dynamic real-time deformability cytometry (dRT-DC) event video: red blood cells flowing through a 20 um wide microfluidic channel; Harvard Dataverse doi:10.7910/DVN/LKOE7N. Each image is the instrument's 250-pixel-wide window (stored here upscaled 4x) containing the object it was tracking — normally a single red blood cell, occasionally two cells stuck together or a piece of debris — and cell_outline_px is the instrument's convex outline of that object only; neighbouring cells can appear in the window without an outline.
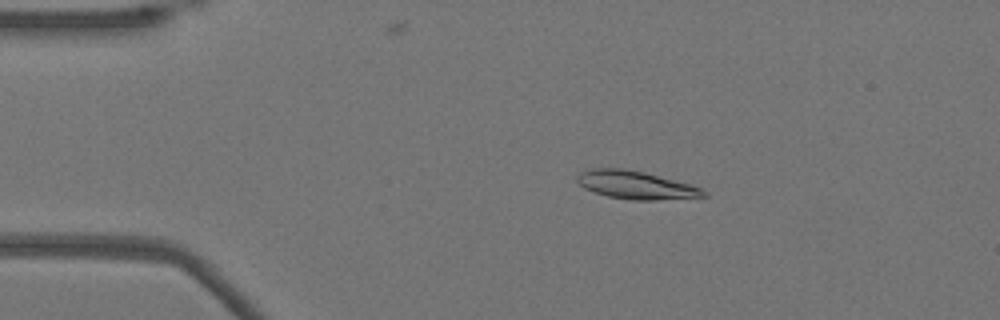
{"species": "Egyptian fruit bat (a non-hibernating species)", "species_latin": "Rousettus aegyptiacus", "temperature_condition": "warm", "stored_images_in_passage": 52, "camera_frame_rate_fps": 3000, "um_per_image_px": 0.085, "animal": {"sex": "female"}, "frame": {"image": 1, "passage_image": 10, "time_ms": 3.0, "image_size_px": [1000, 320], "cell_outline_px": [[708, 196], [656, 200], [632, 200], [608, 196], [584, 188], [576, 180], [576, 176], [580, 172], [592, 168], [624, 168], [644, 172], [692, 184], [708, 192]], "centroid_in_image_um": [54.07, 15.72], "position_along_channel_um": 30.9, "area_um2": 20.69}}
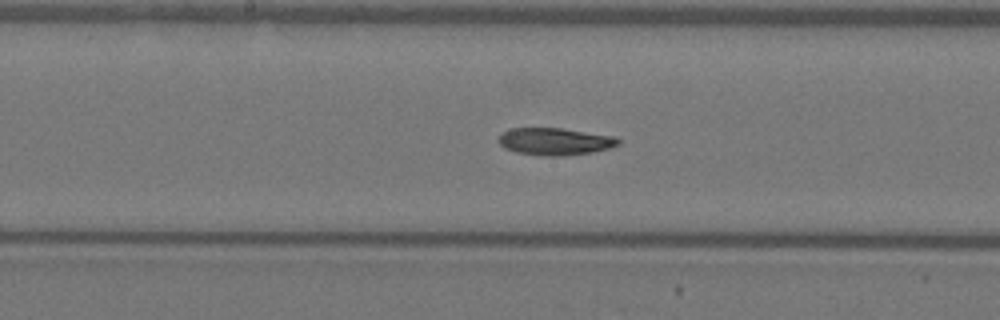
{"frame": {"image": 2, "passage_image": 27, "time_ms": 8.667, "image_size_px": [1000, 320], "cell_outline_px": [[620, 144], [608, 148], [592, 152], [560, 156], [540, 156], [516, 152], [504, 148], [496, 140], [508, 128], [560, 128], [616, 136], [620, 140]], "centroid_in_image_um": [47.15, 12.02], "position_along_channel_um": 201.0, "area_um2": 19.07}}
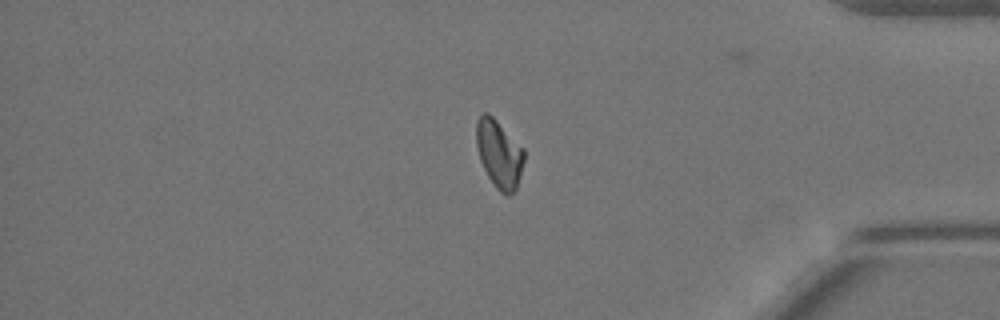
{"frame": {"image": 3, "passage_image": 44, "time_ms": 14.333, "image_size_px": [1000, 320], "cell_outline_px": [[524, 160], [516, 188], [508, 196], [500, 192], [496, 188], [488, 176], [480, 160], [476, 144], [476, 120], [484, 112], [488, 112], [524, 148]], "centroid_in_image_um": [42.41, 13.06], "position_along_channel_um": 392.8, "area_um2": 18.73}, "authors_computed_cell_mechanics": {"area_um2": 19.3919, "velocity_mm_per_s": 3.8645, "shape_relaxation_time_tau1_ms": 8.0949, "shape_relaxation_time_tau2_ms": 8.7482, "deformation_change_tau1": 0.2196, "deformation_change_tau2": 0.1441}}